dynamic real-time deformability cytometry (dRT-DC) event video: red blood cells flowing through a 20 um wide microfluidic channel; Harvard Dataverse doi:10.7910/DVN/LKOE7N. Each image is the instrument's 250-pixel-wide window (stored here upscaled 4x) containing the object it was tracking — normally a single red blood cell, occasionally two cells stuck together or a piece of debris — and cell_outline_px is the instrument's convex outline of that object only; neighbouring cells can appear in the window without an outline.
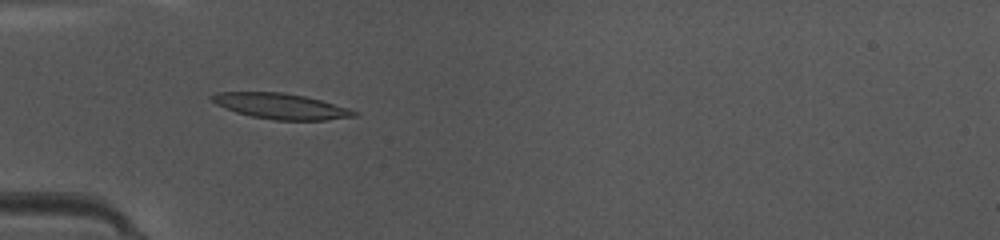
{"species": "common noctule bat (a hibernating species)", "species_latin": "Nyctalus noctula", "temperature_condition": "warm", "stored_images_in_passage": 30, "camera_frame_rate_fps": 3000, "um_per_image_px": 0.085, "animal": {"sex": "female", "body_mass_g": 10.0, "forearm_length_mm": 53.1}, "frame": {"image": 1, "passage_image": 2, "time_ms": 0.333, "image_size_px": [1000, 240], "cell_outline_px": [[360, 112], [356, 116], [324, 120], [276, 120], [252, 116], [236, 112], [224, 108], [216, 104], [208, 96], [216, 92], [284, 92], [304, 96], [320, 100], [348, 108]], "centroid_in_image_um": [23.85, 9.02], "position_along_channel_um": 61.1, "area_um2": 21.15}}
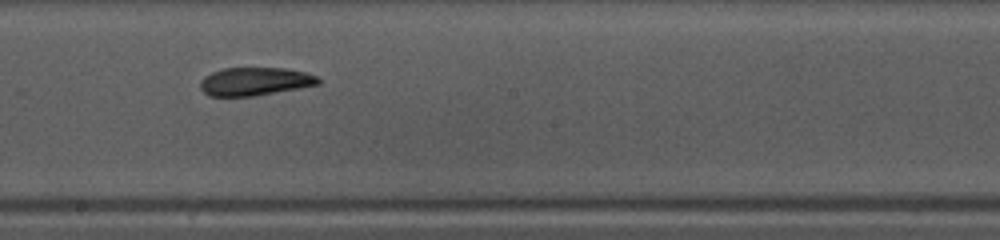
{"frame": {"image": 2, "passage_image": 14, "time_ms": 4.333, "image_size_px": [1000, 240], "cell_outline_px": [[320, 84], [300, 88], [252, 96], [208, 96], [200, 88], [200, 80], [204, 76], [212, 72], [224, 68], [284, 68], [304, 72], [320, 76]], "centroid_in_image_um": [21.67, 6.92], "position_along_channel_um": 226.5, "area_um2": 19.42}}
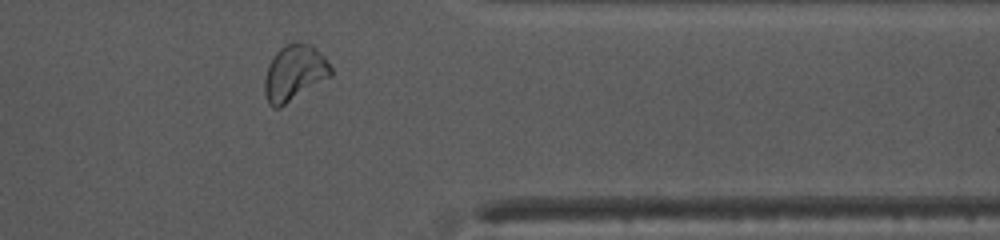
{"frame": {"image": 3, "passage_image": 26, "time_ms": 8.333, "image_size_px": [1000, 240], "cell_outline_px": [[332, 76], [280, 108], [272, 108], [268, 104], [264, 92], [264, 80], [268, 64], [272, 56], [280, 48], [296, 40], [312, 44], [324, 56], [332, 68]], "centroid_in_image_um": [25.02, 6.19], "position_along_channel_um": 386.4, "area_um2": 22.02}, "authors_computed_cell_mechanics": {"area_um2": 19.652, "velocity_mm_per_s": 4.19, "shape_relaxation_time_tau1_ms": 6.7804, "shape_relaxation_time_tau2_ms": 2.347, "deformation_change_tau1": 0.1938, "deformation_change_tau2": 0.0903}}